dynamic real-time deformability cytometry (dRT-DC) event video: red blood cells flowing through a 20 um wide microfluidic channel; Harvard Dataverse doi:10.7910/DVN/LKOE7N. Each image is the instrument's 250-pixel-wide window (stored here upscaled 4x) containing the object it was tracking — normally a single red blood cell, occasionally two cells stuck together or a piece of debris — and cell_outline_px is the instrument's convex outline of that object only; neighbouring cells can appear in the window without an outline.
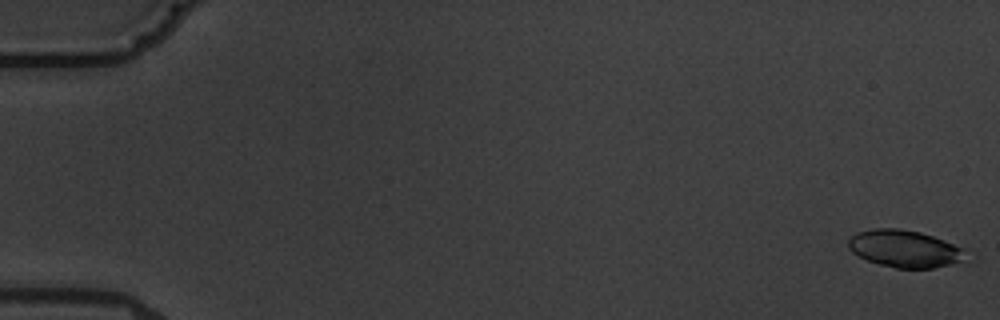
{"species": "common noctule bat (a hibernating species)", "species_latin": "Nyctalus noctula", "temperature_condition": "warm", "stored_images_in_passage": 6, "camera_frame_rate_fps": 3000, "um_per_image_px": 0.085, "animal": {"sex": "male", "body_mass_g": 19.5, "forearm_length_mm": 54.6}, "frame": {"image": 1, "passage_image": 1, "time_ms": 0.0, "image_size_px": [1000, 320], "cell_outline_px": [[960, 260], [948, 264], [932, 268], [896, 268], [880, 264], [868, 260], [852, 252], [848, 248], [848, 240], [856, 232], [872, 228], [900, 228], [920, 232], [944, 240], [960, 248]], "centroid_in_image_um": [76.75, 21.11], "position_along_channel_um": 8.2, "area_um2": 24.74}}
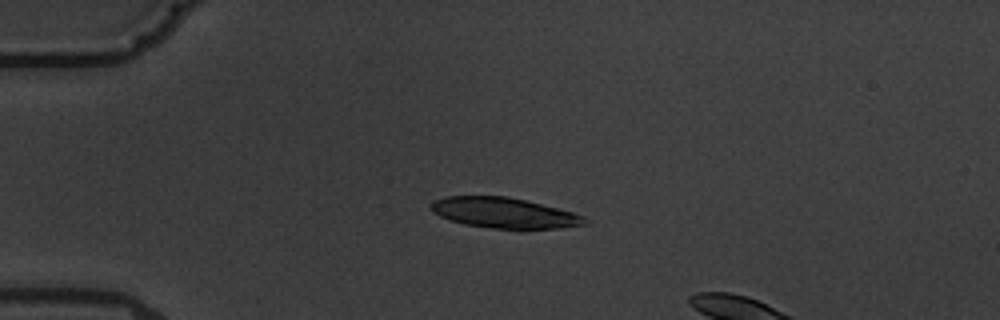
{"frame": {"image": 2, "passage_image": 5, "time_ms": 4.667, "image_size_px": [1000, 320], "cell_outline_px": [[588, 224], [560, 228], [492, 228], [464, 224], [440, 216], [432, 212], [432, 200], [448, 196], [508, 196], [572, 212], [584, 216], [588, 220]], "centroid_in_image_um": [42.85, 18.09], "position_along_channel_um": 42.1, "area_um2": 26.93}}